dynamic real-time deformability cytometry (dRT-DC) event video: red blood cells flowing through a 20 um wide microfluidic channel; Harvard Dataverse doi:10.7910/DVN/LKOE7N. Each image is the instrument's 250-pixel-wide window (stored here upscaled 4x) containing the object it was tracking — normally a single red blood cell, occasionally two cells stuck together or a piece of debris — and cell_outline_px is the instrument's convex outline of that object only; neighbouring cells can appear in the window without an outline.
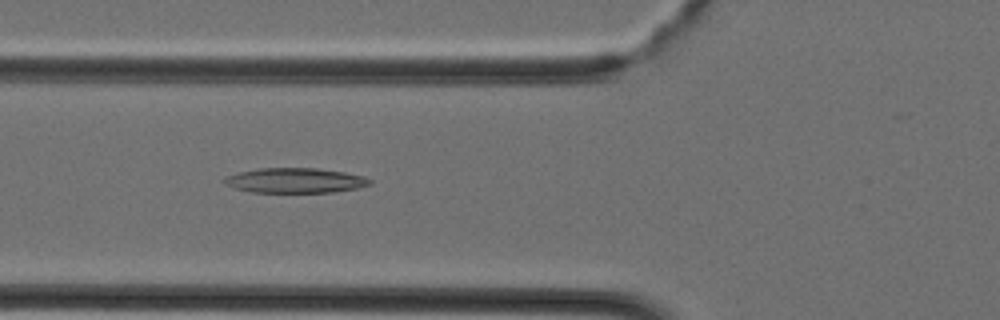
{"species": "Egyptian fruit bat (a non-hibernating species)", "species_latin": "Rousettus aegyptiacus", "temperature_condition": "cold", "stored_images_in_passage": 31, "camera_frame_rate_fps": 3000, "um_per_image_px": 0.085, "animal": {"sex": "female"}, "frame": {"image": 1, "passage_image": 13, "time_ms": 4.0, "image_size_px": [1000, 320], "cell_outline_px": [[372, 184], [360, 188], [336, 192], [252, 192], [236, 188], [224, 184], [220, 180], [224, 176], [256, 168], [316, 168], [344, 172], [364, 176], [372, 180]], "centroid_in_image_um": [25.09, 15.34], "position_along_channel_um": 100.7, "area_um2": 21.39}}
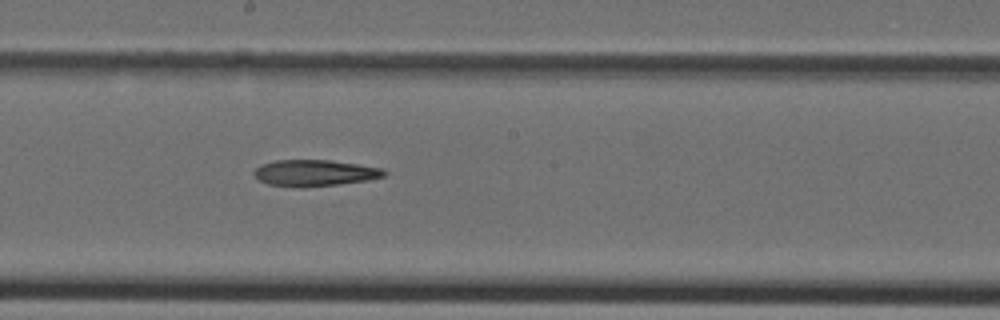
{"frame": {"image": 2, "passage_image": 20, "time_ms": 6.333, "image_size_px": [1000, 320], "cell_outline_px": [[388, 172], [384, 176], [368, 180], [336, 184], [292, 188], [268, 184], [260, 180], [252, 172], [260, 164], [276, 160], [332, 160], [384, 168]], "centroid_in_image_um": [26.75, 14.69], "position_along_channel_um": 221.5, "area_um2": 20.06}}
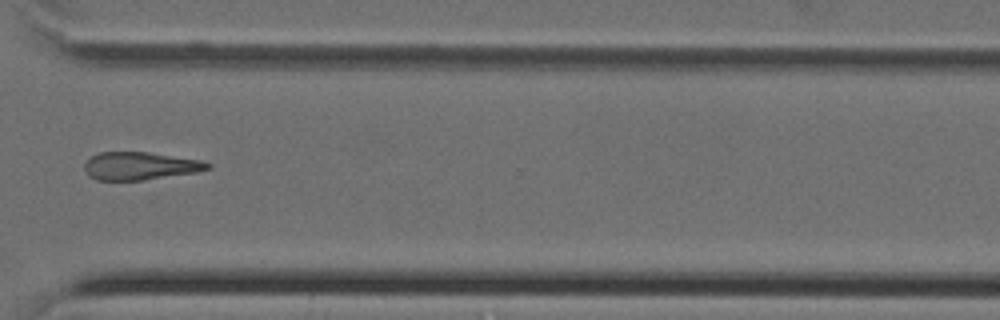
{"frame": {"image": 3, "passage_image": 28, "time_ms": 9.0, "image_size_px": [1000, 320], "cell_outline_px": [[212, 168], [196, 172], [144, 180], [96, 180], [88, 176], [84, 172], [84, 164], [92, 156], [100, 152], [148, 152], [200, 160], [212, 164]], "centroid_in_image_um": [11.89, 14.11], "position_along_channel_um": 358.7, "area_um2": 20.0}}